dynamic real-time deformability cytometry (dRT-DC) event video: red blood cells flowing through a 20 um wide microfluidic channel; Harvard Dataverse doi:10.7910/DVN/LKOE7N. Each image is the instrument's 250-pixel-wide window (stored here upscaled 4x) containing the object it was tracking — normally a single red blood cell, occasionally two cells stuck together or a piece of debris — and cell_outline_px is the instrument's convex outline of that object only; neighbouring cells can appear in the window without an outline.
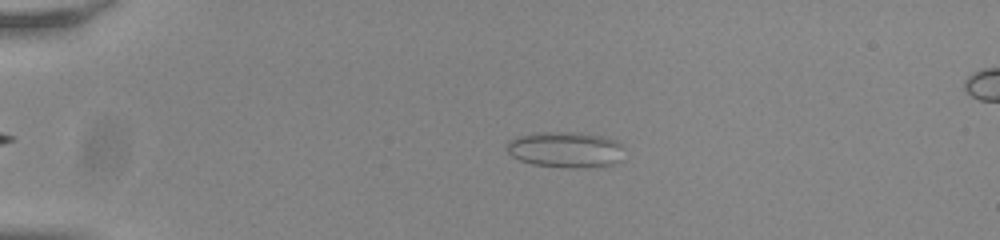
{"species": "common noctule bat (a hibernating species)", "species_latin": "Nyctalus noctula", "temperature_condition": "room temperature", "stored_images_in_passage": 53, "camera_frame_rate_fps": 3000, "um_per_image_px": 0.085, "animal": {"sex": "male", "body_mass_g": 20.0, "forearm_length_mm": 53.3}, "frame": {"image": 1, "passage_image": 11, "time_ms": 3.333, "image_size_px": [1000, 240], "cell_outline_px": [[624, 148], [620, 160], [612, 164], [588, 168], [568, 168], [532, 164], [520, 160], [512, 156], [508, 152], [508, 140], [532, 132], [580, 132], [604, 136], [616, 140]], "centroid_in_image_um": [48.09, 12.71], "position_along_channel_um": 36.9, "area_um2": 24.8}}
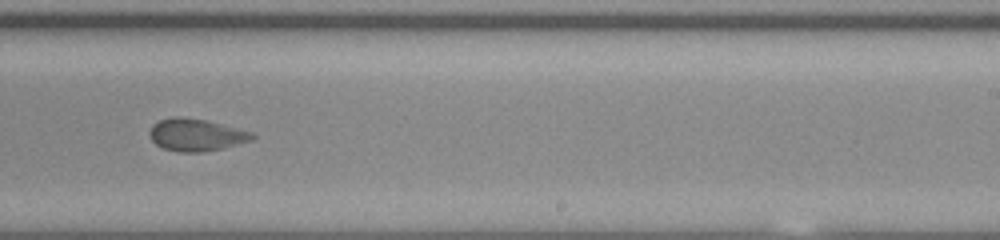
{"frame": {"image": 2, "passage_image": 34, "time_ms": 11.0, "image_size_px": [1000, 240], "cell_outline_px": [[256, 136], [252, 140], [220, 148], [200, 152], [180, 152], [164, 148], [156, 144], [152, 140], [148, 132], [152, 124], [160, 120], [172, 116], [180, 116], [204, 120], [252, 132]], "centroid_in_image_um": [16.62, 11.45], "position_along_channel_um": 272.4, "area_um2": 19.02}}
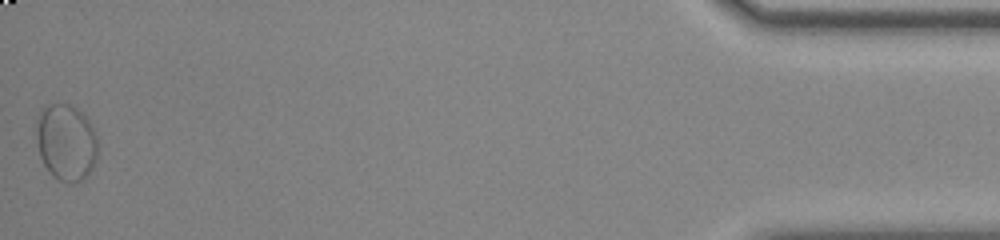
{"frame": {"image": 3, "passage_image": 53, "time_ms": 17.333, "image_size_px": [1000, 240], "cell_outline_px": [[96, 160], [88, 176], [84, 180], [72, 184], [68, 184], [52, 176], [44, 164], [40, 156], [36, 140], [36, 116], [40, 108], [48, 104], [72, 104], [84, 112], [96, 136]], "centroid_in_image_um": [5.6, 12.08], "position_along_channel_um": 429.6, "area_um2": 27.98}}